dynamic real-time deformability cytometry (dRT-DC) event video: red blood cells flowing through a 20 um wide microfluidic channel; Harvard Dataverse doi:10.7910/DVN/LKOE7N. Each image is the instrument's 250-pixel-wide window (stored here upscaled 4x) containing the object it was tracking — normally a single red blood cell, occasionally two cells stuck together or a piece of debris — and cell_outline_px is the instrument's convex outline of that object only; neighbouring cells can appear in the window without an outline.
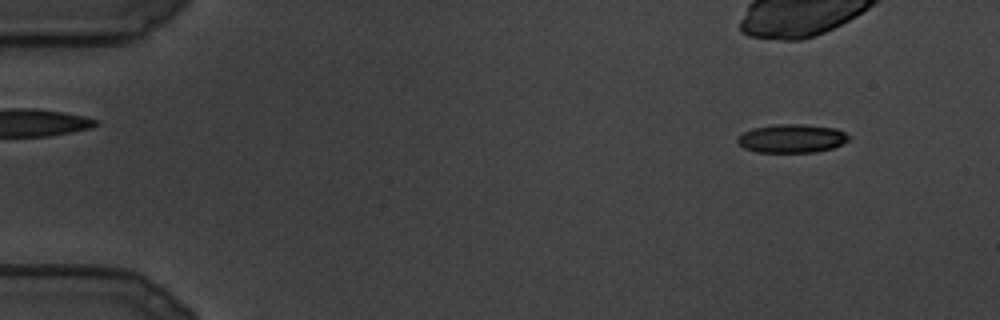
{"species": "common noctule bat (a hibernating species)", "species_latin": "Nyctalus noctula", "temperature_condition": "cold", "stored_images_in_passage": 32, "camera_frame_rate_fps": 3000, "um_per_image_px": 0.085, "animal": {"sex": "male", "body_mass_g": 19.5, "forearm_length_mm": 54.6}, "frame": {"image": 1, "passage_image": 10, "time_ms": 3.0, "image_size_px": [1000, 320], "cell_outline_px": [[852, 136], [848, 140], [832, 148], [816, 152], [756, 152], [744, 148], [736, 140], [744, 132], [752, 128], [776, 124], [804, 124], [836, 128]], "centroid_in_image_um": [67.32, 11.76], "position_along_channel_um": 17.7, "area_um2": 18.5}}